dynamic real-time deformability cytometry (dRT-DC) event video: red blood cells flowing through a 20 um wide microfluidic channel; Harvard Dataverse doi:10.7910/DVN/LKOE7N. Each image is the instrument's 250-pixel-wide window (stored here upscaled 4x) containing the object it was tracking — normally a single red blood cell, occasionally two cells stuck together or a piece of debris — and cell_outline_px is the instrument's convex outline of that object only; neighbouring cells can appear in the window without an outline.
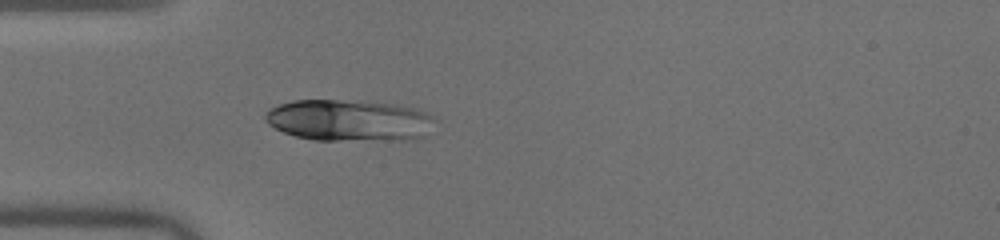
{"species": "human", "species_latin": "Homo sapiens", "temperature_condition": "warm", "stored_images_in_passage": 36, "camera_frame_rate_fps": 3000, "um_per_image_px": 0.085, "donor": {"sex": "male"}, "frame": {"image": 1, "passage_image": 1, "time_ms": 0.0, "image_size_px": [1000, 240], "cell_outline_px": [[432, 120], [424, 136], [404, 140], [316, 140], [296, 136], [284, 132], [268, 124], [264, 120], [264, 116], [272, 108], [280, 104], [292, 100], [336, 100], [396, 104], [412, 108], [424, 112], [432, 116]], "centroid_in_image_um": [29.61, 10.23], "position_along_channel_um": 55.4, "area_um2": 40.4}}
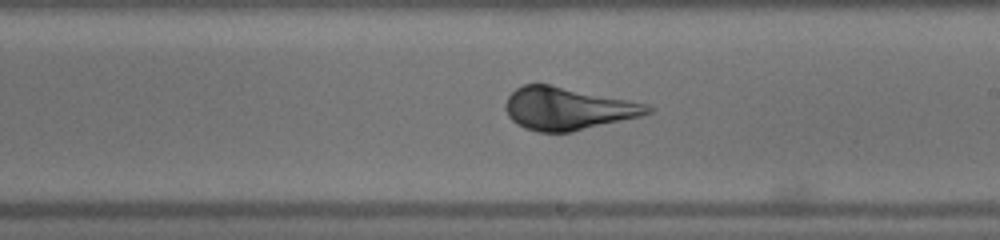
{"frame": {"image": 2, "passage_image": 15, "time_ms": 4.667, "image_size_px": [1000, 240], "cell_outline_px": [[656, 108], [652, 112], [640, 116], [572, 132], [540, 132], [524, 128], [516, 124], [508, 116], [504, 104], [508, 96], [516, 88], [524, 84], [548, 84], [648, 104]], "centroid_in_image_um": [48.24, 9.24], "position_along_channel_um": 240.8, "area_um2": 35.14}}
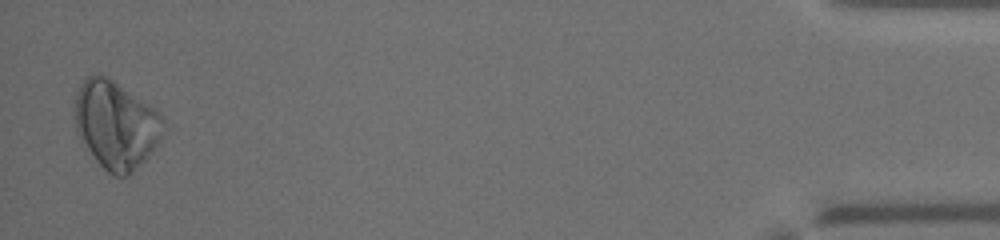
{"frame": {"image": 3, "passage_image": 35, "time_ms": 11.333, "image_size_px": [1000, 240], "cell_outline_px": [[164, 120], [160, 140], [144, 160], [128, 176], [116, 176], [108, 172], [96, 160], [76, 132], [72, 104], [76, 92], [80, 84], [92, 72], [108, 76], [156, 108], [160, 112]], "centroid_in_image_um": [9.81, 10.54], "position_along_channel_um": 425.4, "area_um2": 45.6}, "authors_computed_cell_mechanics": {"area_um2": 37.8012, "velocity_mm_per_s": 4.0793, "shape_relaxation_time_tau1_ms": 3.971, "shape_relaxation_time_tau2_ms": null, "deformation_change_tau1": 0.154, "deformation_change_tau2": null}}